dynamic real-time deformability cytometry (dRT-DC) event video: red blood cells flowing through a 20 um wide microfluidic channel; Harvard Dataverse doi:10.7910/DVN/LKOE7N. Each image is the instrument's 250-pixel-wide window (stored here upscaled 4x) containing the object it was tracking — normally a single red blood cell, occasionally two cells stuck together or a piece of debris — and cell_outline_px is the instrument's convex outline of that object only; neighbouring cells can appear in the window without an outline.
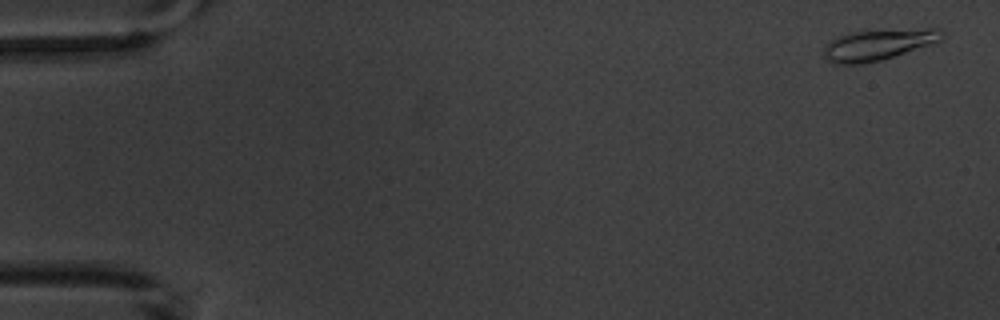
{"species": "common noctule bat (a hibernating species)", "species_latin": "Nyctalus noctula", "temperature_condition": "warm", "stored_images_in_passage": 6, "camera_frame_rate_fps": 3000, "um_per_image_px": 0.085, "animal": {"sex": "male", "body_mass_g": 20.1, "forearm_length_mm": 53.5}, "frame": {"image": 1, "passage_image": 1, "time_ms": 0.0, "image_size_px": [1000, 320], "cell_outline_px": [[944, 36], [940, 44], [880, 60], [864, 64], [836, 64], [828, 60], [824, 56], [824, 48], [836, 36], [852, 32], [928, 28], [940, 28], [944, 32]], "centroid_in_image_um": [74.78, 3.8], "position_along_channel_um": 10.2, "area_um2": 21.73}}